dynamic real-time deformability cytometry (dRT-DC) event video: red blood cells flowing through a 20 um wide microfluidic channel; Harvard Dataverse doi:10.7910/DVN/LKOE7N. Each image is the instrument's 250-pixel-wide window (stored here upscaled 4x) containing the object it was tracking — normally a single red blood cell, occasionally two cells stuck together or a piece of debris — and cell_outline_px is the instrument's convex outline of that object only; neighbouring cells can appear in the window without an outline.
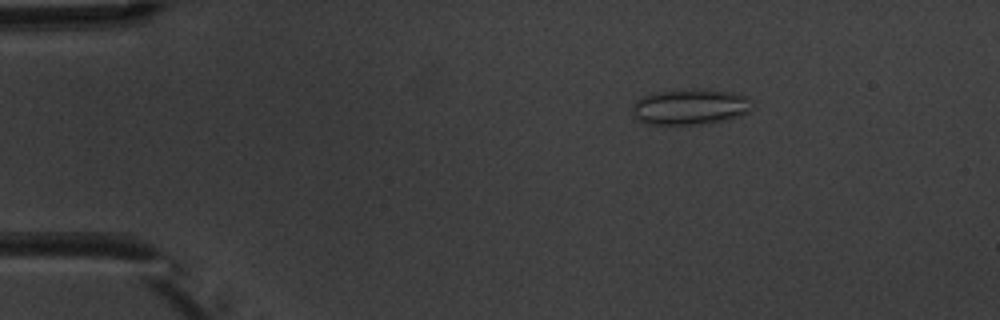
{"species": "common noctule bat (a hibernating species)", "species_latin": "Nyctalus noctula", "temperature_condition": "warm", "stored_images_in_passage": 5, "camera_frame_rate_fps": 3000, "um_per_image_px": 0.085, "animal": {"sex": "male", "body_mass_g": 20.1, "forearm_length_mm": 53.5}, "frame": {"image": 1, "passage_image": 3, "time_ms": 2.333, "image_size_px": [1000, 320], "cell_outline_px": [[752, 108], [748, 112], [740, 116], [728, 120], [704, 124], [648, 124], [636, 120], [632, 116], [632, 104], [636, 100], [644, 96], [656, 92], [696, 88], [732, 92], [748, 96]], "centroid_in_image_um": [58.65, 9.08], "position_along_channel_um": 26.3, "area_um2": 25.32}}